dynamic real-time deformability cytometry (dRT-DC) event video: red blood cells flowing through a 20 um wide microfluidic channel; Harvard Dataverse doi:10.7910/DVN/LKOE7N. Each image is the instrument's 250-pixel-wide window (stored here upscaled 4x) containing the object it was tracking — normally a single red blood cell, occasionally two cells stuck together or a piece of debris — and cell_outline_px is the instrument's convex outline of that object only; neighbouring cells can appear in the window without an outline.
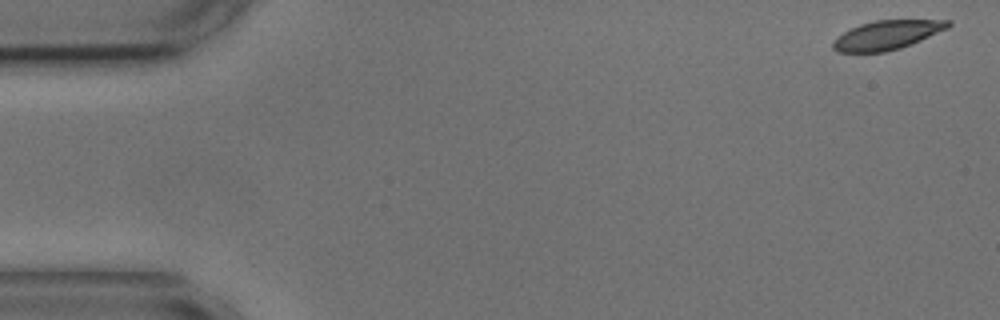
{"species": "common noctule bat (a hibernating species)", "species_latin": "Nyctalus noctula", "temperature_condition": "cold", "stored_images_in_passage": 5, "camera_frame_rate_fps": 3000, "um_per_image_px": 0.085, "animal": {"sex": "male", "body_mass_g": 17.9, "forearm_length_mm": 54.2}, "frame": {"image": 1, "passage_image": 1, "time_ms": 0.0, "image_size_px": [1000, 320], "cell_outline_px": [[952, 24], [948, 28], [920, 40], [900, 48], [884, 52], [836, 52], [832, 48], [832, 44], [844, 32], [860, 24], [876, 20], [952, 20]], "centroid_in_image_um": [75.41, 2.97], "position_along_channel_um": 9.6, "area_um2": 19.19}}
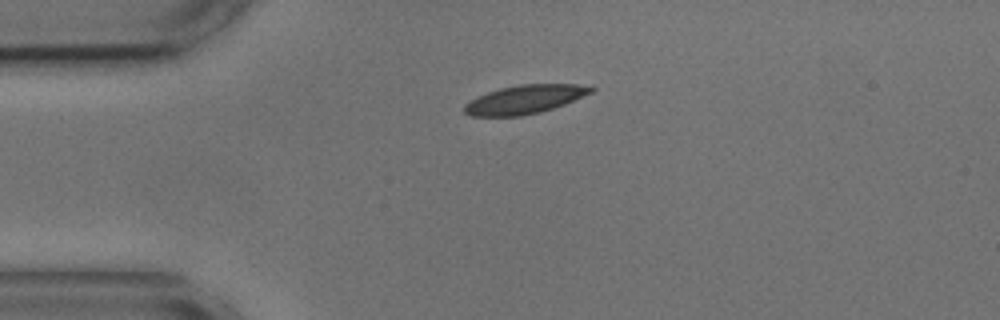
{"frame": {"image": 2, "passage_image": 4, "time_ms": 3.667, "image_size_px": [1000, 320], "cell_outline_px": [[596, 88], [592, 92], [564, 104], [540, 112], [520, 116], [472, 116], [464, 112], [464, 104], [488, 92], [500, 88], [520, 84], [576, 84]], "centroid_in_image_um": [44.59, 8.45], "position_along_channel_um": 40.4, "area_um2": 20.81}}